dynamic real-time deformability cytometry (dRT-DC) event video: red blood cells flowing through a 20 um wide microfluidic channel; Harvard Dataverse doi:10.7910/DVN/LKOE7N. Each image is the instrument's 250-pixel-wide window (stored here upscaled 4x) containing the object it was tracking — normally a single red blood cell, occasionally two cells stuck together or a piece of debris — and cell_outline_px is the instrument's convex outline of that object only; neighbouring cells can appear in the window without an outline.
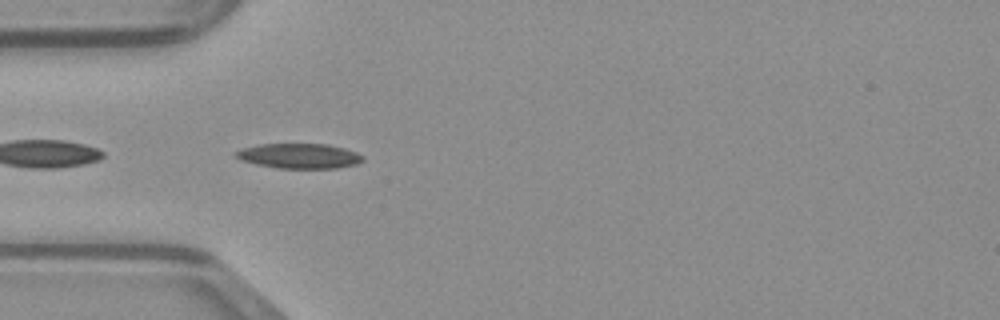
{"species": "common noctule bat (a hibernating species)", "species_latin": "Nyctalus noctula", "temperature_condition": "warm", "stored_images_in_passage": 34, "camera_frame_rate_fps": 3000, "um_per_image_px": 0.085, "animal": {"sex": "male", "body_mass_g": 23.1, "forearm_length_mm": 52.7}, "frame": {"image": 1, "passage_image": 1, "time_ms": 0.0, "image_size_px": [1000, 320], "cell_outline_px": [[364, 160], [356, 164], [336, 168], [280, 168], [256, 164], [240, 160], [236, 156], [236, 152], [244, 148], [260, 144], [328, 144], [344, 148], [356, 152], [364, 156]], "centroid_in_image_um": [25.47, 13.25], "position_along_channel_um": 59.5, "area_um2": 18.32}}
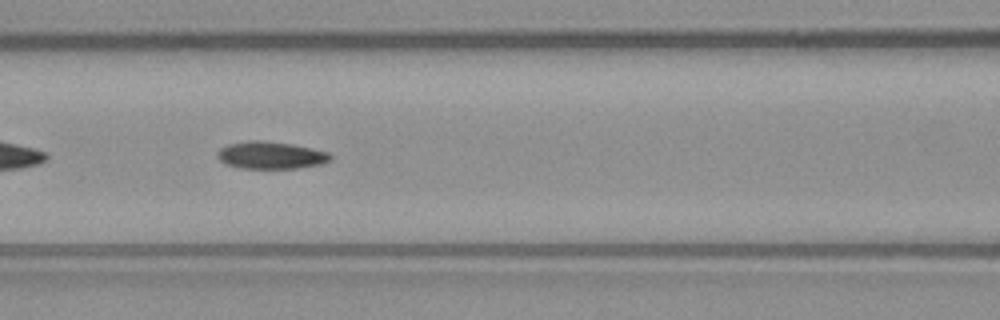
{"frame": {"image": 2, "passage_image": 7, "time_ms": 2.0, "image_size_px": [1000, 320], "cell_outline_px": [[332, 160], [324, 164], [296, 168], [236, 168], [224, 164], [216, 156], [216, 152], [220, 148], [228, 144], [248, 140], [260, 140], [292, 144], [312, 148], [328, 152], [332, 156]], "centroid_in_image_um": [23.0, 13.2], "position_along_channel_um": 143.6, "area_um2": 18.26}}
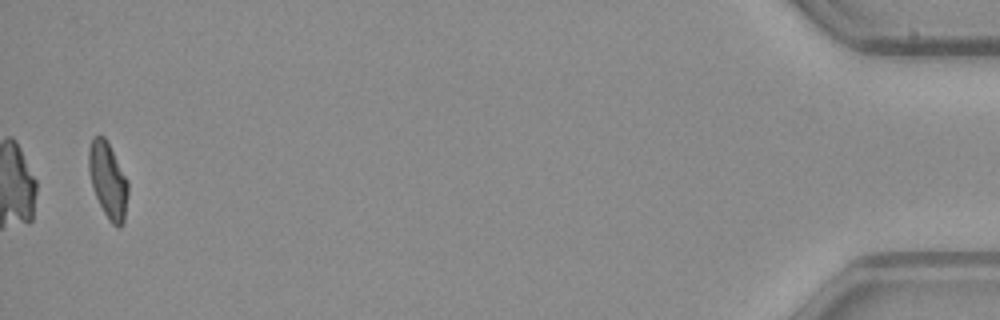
{"frame": {"image": 3, "passage_image": 34, "time_ms": 11.0, "image_size_px": [1000, 320], "cell_outline_px": [[128, 192], [124, 224], [120, 228], [116, 228], [112, 224], [104, 212], [96, 196], [92, 184], [88, 168], [88, 148], [92, 136], [104, 136], [128, 180]], "centroid_in_image_um": [9.18, 15.34], "position_along_channel_um": 426.0, "area_um2": 17.34}}